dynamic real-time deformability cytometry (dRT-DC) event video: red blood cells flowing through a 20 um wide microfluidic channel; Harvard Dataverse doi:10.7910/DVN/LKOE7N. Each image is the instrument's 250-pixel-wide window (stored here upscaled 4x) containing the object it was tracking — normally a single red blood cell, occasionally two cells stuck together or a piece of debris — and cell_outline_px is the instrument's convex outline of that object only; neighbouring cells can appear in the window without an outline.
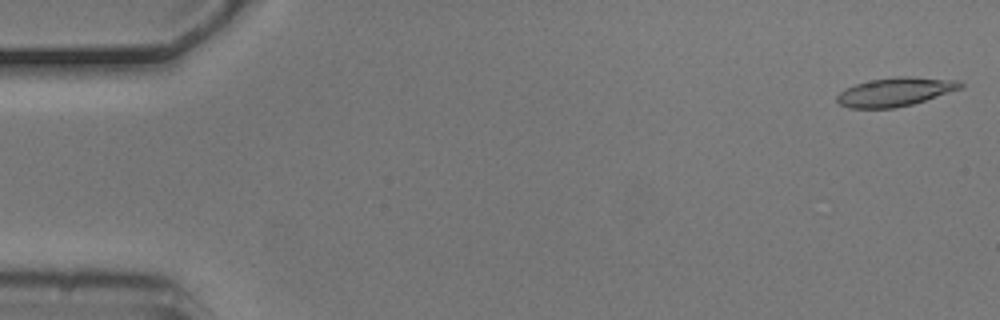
{"species": "common noctule bat (a hibernating species)", "species_latin": "Nyctalus noctula", "temperature_condition": "cold", "stored_images_in_passage": 5, "camera_frame_rate_fps": 3000, "um_per_image_px": 0.085, "animal": {"sex": "male", "body_mass_g": 20.5, "forearm_length_mm": 52.5}, "frame": {"image": 1, "passage_image": 1, "time_ms": 0.0, "image_size_px": [1000, 320], "cell_outline_px": [[964, 88], [912, 104], [892, 108], [848, 108], [840, 104], [836, 100], [836, 96], [844, 88], [856, 84], [872, 80], [896, 76], [908, 76], [960, 80], [964, 84]], "centroid_in_image_um": [76.12, 7.8], "position_along_channel_um": 8.9, "area_um2": 20.75}}
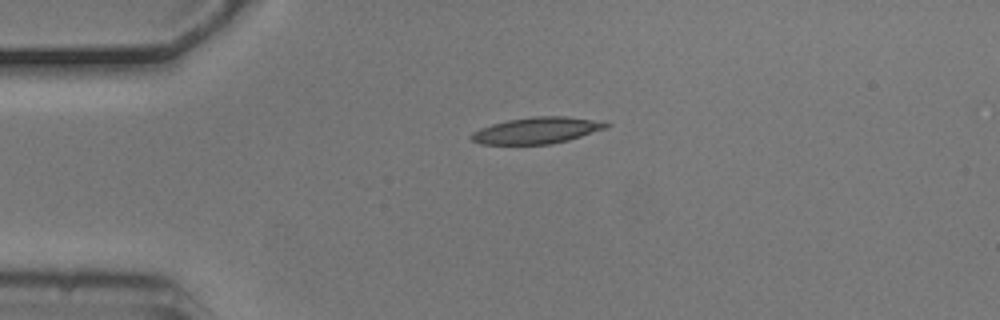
{"frame": {"image": 2, "passage_image": 4, "time_ms": 1.0, "image_size_px": [1000, 320], "cell_outline_px": [[612, 124], [604, 128], [568, 140], [548, 144], [480, 144], [472, 140], [472, 132], [480, 128], [492, 124], [508, 120], [532, 116], [568, 116], [608, 120]], "centroid_in_image_um": [45.7, 11.06], "position_along_channel_um": 39.3, "area_um2": 20.81}}